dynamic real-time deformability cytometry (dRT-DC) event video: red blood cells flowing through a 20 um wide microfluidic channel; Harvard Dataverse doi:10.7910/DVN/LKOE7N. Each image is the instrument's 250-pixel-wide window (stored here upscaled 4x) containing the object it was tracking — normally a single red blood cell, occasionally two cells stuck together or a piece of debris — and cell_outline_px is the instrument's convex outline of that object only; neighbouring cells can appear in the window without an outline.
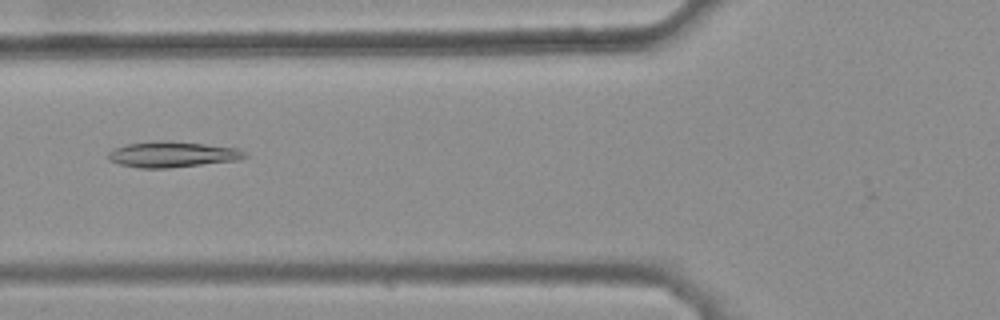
{"species": "common noctule bat (a hibernating species)", "species_latin": "Nyctalus noctula", "temperature_condition": "warm", "stored_images_in_passage": 20, "camera_frame_rate_fps": 3000, "um_per_image_px": 0.085, "animal": {"sex": "female", "body_mass_g": 25.1}, "frame": {"image": 1, "passage_image": 4, "time_ms": 1.0, "image_size_px": [1000, 320], "cell_outline_px": [[248, 156], [240, 160], [168, 168], [140, 168], [120, 164], [108, 160], [108, 152], [112, 148], [128, 144], [156, 140], [172, 140], [236, 148], [244, 152]], "centroid_in_image_um": [14.62, 13.12], "position_along_channel_um": 111.2, "area_um2": 20.63}}
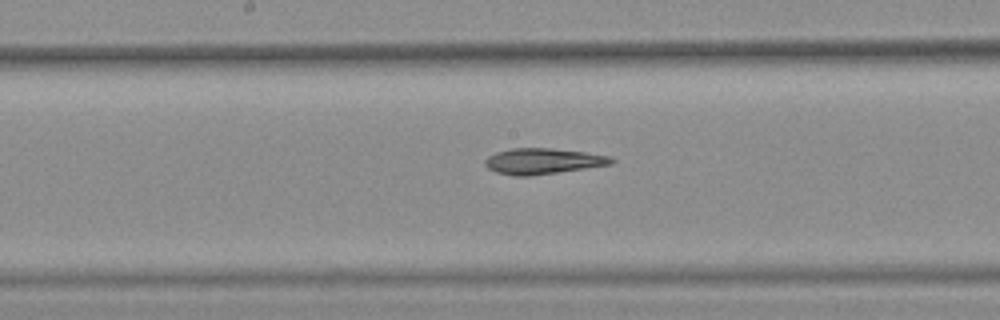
{"frame": {"image": 2, "passage_image": 11, "time_ms": 3.333, "image_size_px": [1000, 320], "cell_outline_px": [[616, 160], [612, 164], [532, 176], [512, 176], [496, 172], [488, 168], [484, 164], [484, 160], [488, 156], [496, 152], [512, 148], [552, 148], [584, 152], [608, 156]], "centroid_in_image_um": [46.1, 13.7], "position_along_channel_um": 202.1, "area_um2": 19.02}}
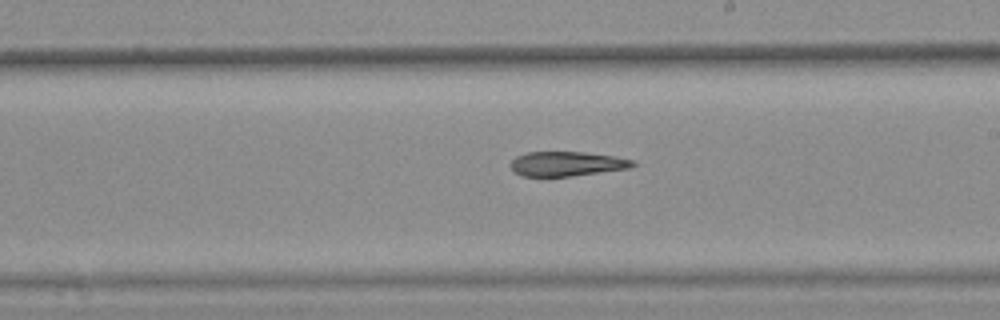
{"frame": {"image": 3, "passage_image": 14, "time_ms": 4.333, "image_size_px": [1000, 320], "cell_outline_px": [[636, 164], [632, 168], [572, 176], [524, 176], [516, 172], [508, 164], [516, 156], [528, 152], [584, 152], [612, 156], [632, 160]], "centroid_in_image_um": [48.18, 13.92], "position_along_channel_um": 240.8, "area_um2": 17.4}}